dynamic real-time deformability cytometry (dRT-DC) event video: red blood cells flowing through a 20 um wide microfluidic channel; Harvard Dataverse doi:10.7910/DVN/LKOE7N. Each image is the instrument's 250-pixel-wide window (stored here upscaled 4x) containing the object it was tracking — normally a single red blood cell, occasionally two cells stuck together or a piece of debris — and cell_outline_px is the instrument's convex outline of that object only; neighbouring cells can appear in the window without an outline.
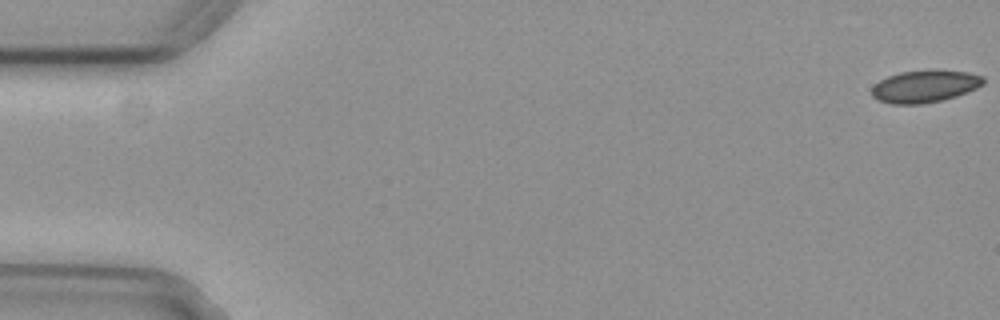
{"species": "common noctule bat (a hibernating species)", "species_latin": "Nyctalus noctula", "temperature_condition": "cold", "stored_images_in_passage": 56, "camera_frame_rate_fps": 3000, "um_per_image_px": 0.085, "animal": {"sex": "female", "body_mass_g": 29.2, "forearm_length_mm": 56.3}, "frame": {"image": 1, "passage_image": 1, "time_ms": 0.0, "image_size_px": [1000, 320], "cell_outline_px": [[984, 84], [976, 88], [956, 96], [940, 100], [920, 104], [892, 104], [876, 100], [872, 96], [872, 88], [880, 80], [888, 76], [900, 72], [936, 68], [968, 72], [984, 76]], "centroid_in_image_um": [78.62, 7.31], "position_along_channel_um": 6.4, "area_um2": 21.27}}
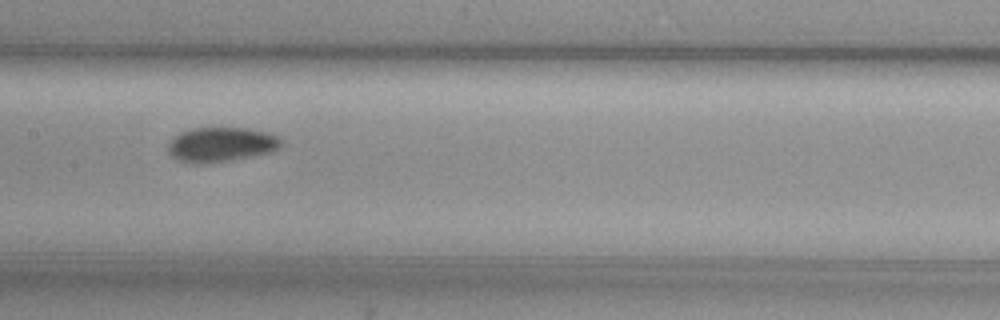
{"frame": {"image": 2, "passage_image": 28, "time_ms": 9.0, "image_size_px": [1000, 320], "cell_outline_px": [[280, 144], [272, 152], [232, 160], [196, 164], [192, 164], [176, 160], [168, 152], [168, 144], [180, 132], [192, 128], [248, 128], [268, 132], [280, 136]], "centroid_in_image_um": [18.78, 12.29], "position_along_channel_um": 188.6, "area_um2": 22.83}}
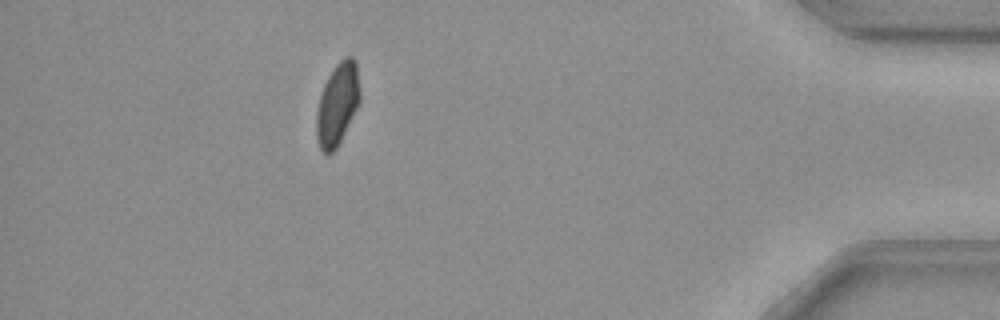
{"frame": {"image": 3, "passage_image": 50, "time_ms": 16.333, "image_size_px": [1000, 320], "cell_outline_px": [[360, 104], [336, 148], [328, 156], [320, 148], [316, 136], [316, 112], [320, 96], [324, 84], [328, 76], [336, 64], [344, 56], [352, 56], [356, 60], [360, 92]], "centroid_in_image_um": [28.69, 8.84], "position_along_channel_um": 406.5, "area_um2": 20.98}, "authors_computed_cell_mechanics": {"area_um2": 21.675, "velocity_mm_per_s": 3.7178, "shape_relaxation_time_tau1_ms": 8.7081, "shape_relaxation_time_tau2_ms": 3.7291, "deformation_change_tau1": 0.1037, "deformation_change_tau2": 0.0556}}